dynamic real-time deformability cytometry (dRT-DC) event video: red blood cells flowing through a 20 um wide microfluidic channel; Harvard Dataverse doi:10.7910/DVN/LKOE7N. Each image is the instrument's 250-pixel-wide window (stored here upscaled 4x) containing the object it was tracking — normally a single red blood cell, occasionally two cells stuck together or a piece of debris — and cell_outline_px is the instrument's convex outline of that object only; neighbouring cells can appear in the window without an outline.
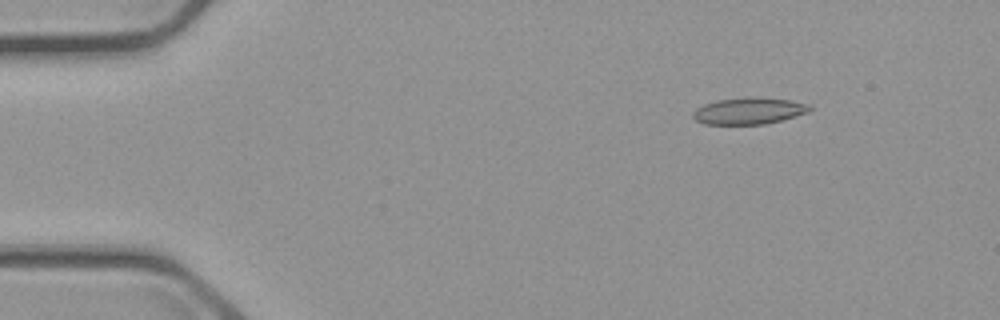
{"species": "common noctule bat (a hibernating species)", "species_latin": "Nyctalus noctula", "temperature_condition": "cold", "stored_images_in_passage": 4, "camera_frame_rate_fps": 3000, "um_per_image_px": 0.085, "animal": {"sex": "male", "body_mass_g": 23.1, "forearm_length_mm": 52.7}, "frame": {"image": 1, "passage_image": 1, "time_ms": 0.0, "image_size_px": [1000, 320], "cell_outline_px": [[812, 108], [808, 112], [780, 120], [764, 124], [704, 124], [696, 120], [692, 116], [692, 112], [696, 108], [704, 104], [716, 100], [748, 96], [788, 100], [808, 104]], "centroid_in_image_um": [63.6, 9.42], "position_along_channel_um": 21.4, "area_um2": 18.03}}
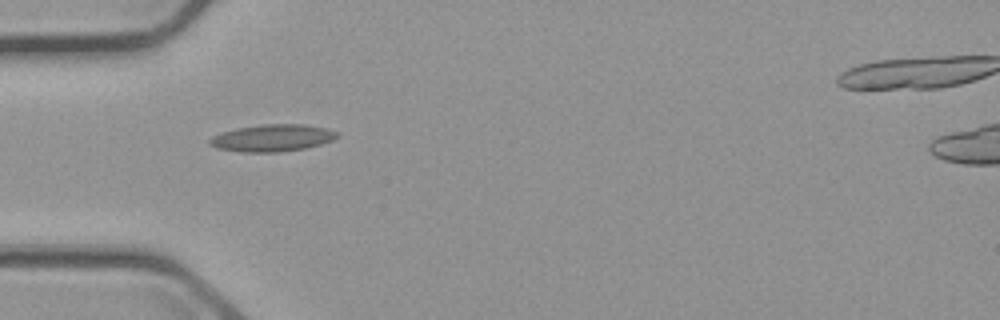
{"frame": {"image": 2, "passage_image": 4, "time_ms": 3.333, "image_size_px": [1000, 320], "cell_outline_px": [[340, 136], [332, 140], [320, 144], [304, 148], [280, 152], [240, 152], [216, 148], [208, 144], [208, 140], [212, 136], [220, 132], [236, 128], [264, 124], [304, 124], [328, 128], [340, 132]], "centroid_in_image_um": [23.14, 11.72], "position_along_channel_um": 61.9, "area_um2": 20.35}}